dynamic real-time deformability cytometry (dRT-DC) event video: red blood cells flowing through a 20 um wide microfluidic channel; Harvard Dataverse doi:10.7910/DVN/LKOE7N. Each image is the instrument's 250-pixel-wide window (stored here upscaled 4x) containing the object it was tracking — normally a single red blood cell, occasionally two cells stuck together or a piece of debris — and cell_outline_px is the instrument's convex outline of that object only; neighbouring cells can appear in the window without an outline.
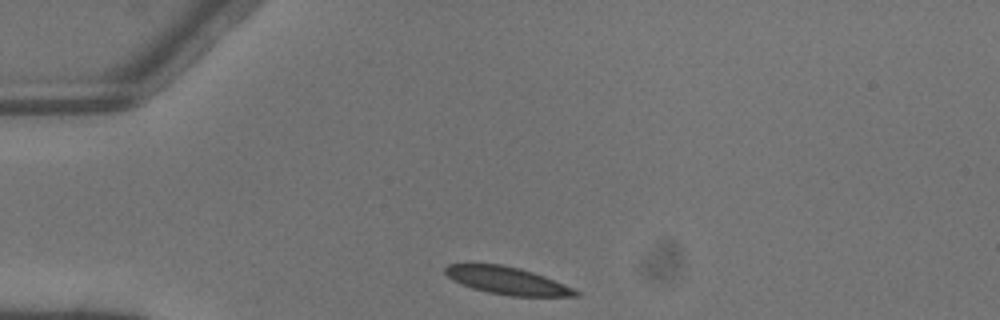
{"species": "common noctule bat (a hibernating species)", "species_latin": "Nyctalus noctula", "temperature_condition": "warm", "stored_images_in_passage": 3, "camera_frame_rate_fps": 3000, "um_per_image_px": 0.085, "animal": {"sex": "male", "body_mass_g": 13.3}, "frame": {"image": 1, "passage_image": 1, "time_ms": 0.0, "image_size_px": [1000, 320], "cell_outline_px": [[580, 296], [508, 296], [488, 292], [472, 288], [460, 284], [452, 280], [444, 272], [444, 268], [448, 264], [500, 264], [520, 268], [544, 276], [564, 284], [580, 292]], "centroid_in_image_um": [43.09, 23.86], "position_along_channel_um": 41.9, "area_um2": 20.81}}
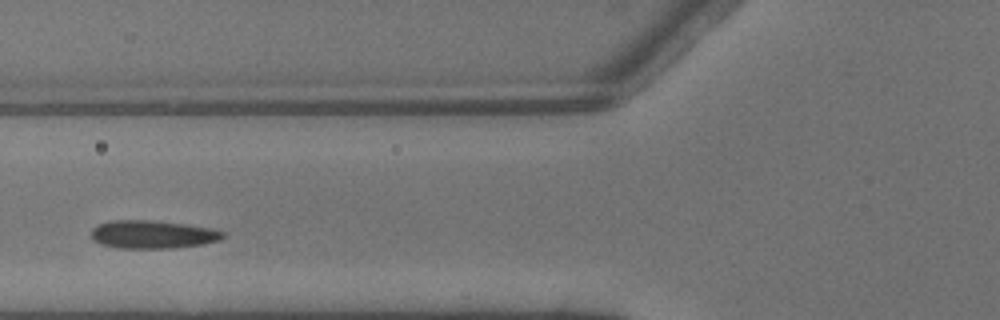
{"frame": {"image": 2, "passage_image": 3, "time_ms": 0.667, "image_size_px": [1000, 320], "cell_outline_px": [[228, 236], [220, 240], [204, 244], [172, 248], [116, 248], [100, 244], [92, 240], [92, 228], [96, 224], [108, 220], [148, 220], [188, 224], [212, 228], [224, 232]], "centroid_in_image_um": [12.98, 19.92], "position_along_channel_um": 112.8, "area_um2": 21.96}}